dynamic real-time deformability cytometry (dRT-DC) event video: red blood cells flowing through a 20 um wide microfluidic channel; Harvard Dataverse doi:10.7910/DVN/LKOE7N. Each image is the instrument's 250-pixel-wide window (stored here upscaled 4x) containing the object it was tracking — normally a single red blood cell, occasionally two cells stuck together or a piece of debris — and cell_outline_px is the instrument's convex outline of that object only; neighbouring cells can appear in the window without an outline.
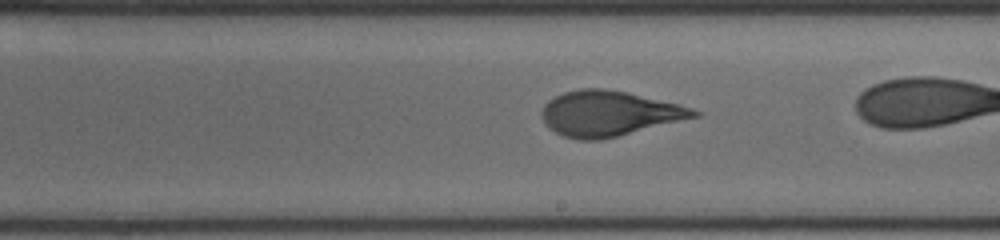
{"species": "human", "species_latin": "Homo sapiens", "temperature_condition": "cold", "stored_images_in_passage": 31, "camera_frame_rate_fps": 3000, "um_per_image_px": 0.085, "donor": {"sex": "male"}, "frame": {"image": 1, "passage_image": 18, "time_ms": 5.667, "image_size_px": [1000, 240], "cell_outline_px": [[700, 116], [600, 140], [580, 140], [564, 136], [548, 128], [544, 124], [540, 116], [540, 112], [544, 104], [548, 100], [564, 92], [580, 88], [604, 88], [628, 92], [692, 108], [700, 112]], "centroid_in_image_um": [51.7, 9.64], "position_along_channel_um": 237.3, "area_um2": 40.0}}